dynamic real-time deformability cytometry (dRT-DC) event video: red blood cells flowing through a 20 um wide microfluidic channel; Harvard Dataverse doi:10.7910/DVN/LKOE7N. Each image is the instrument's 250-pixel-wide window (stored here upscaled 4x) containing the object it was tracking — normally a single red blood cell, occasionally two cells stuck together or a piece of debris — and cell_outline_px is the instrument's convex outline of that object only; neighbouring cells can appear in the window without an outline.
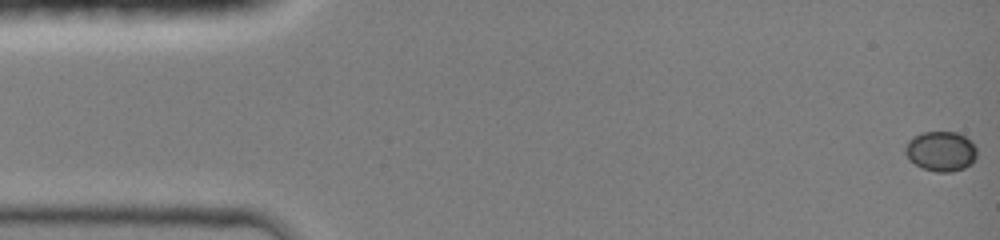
{"species": "common noctule bat (a hibernating species)", "species_latin": "Nyctalus noctula", "temperature_condition": "room temperature", "stored_images_in_passage": 19, "camera_frame_rate_fps": 3000, "um_per_image_px": 0.085, "animal": {"sex": "female", "body_mass_g": 19.0, "forearm_length_mm": 51.5}, "frame": {"image": 1, "passage_image": 1, "time_ms": 0.0, "image_size_px": [1000, 240], "cell_outline_px": [[976, 160], [972, 164], [964, 168], [952, 172], [936, 172], [920, 168], [908, 160], [904, 152], [904, 148], [908, 140], [912, 136], [920, 132], [956, 132], [972, 140], [976, 148]], "centroid_in_image_um": [79.95, 12.86], "position_along_channel_um": 5.0, "area_um2": 17.17}}
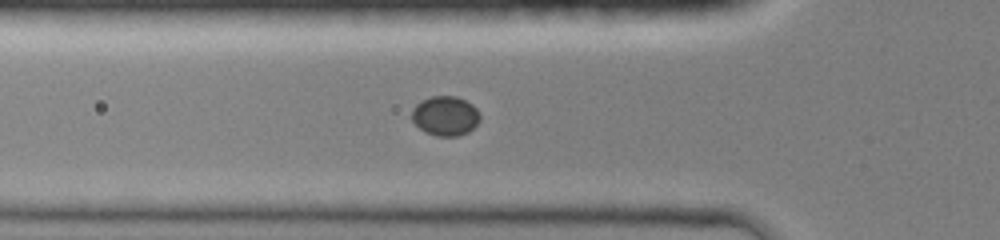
{"frame": {"image": 2, "passage_image": 11, "time_ms": 5.0, "image_size_px": [1000, 240], "cell_outline_px": [[480, 120], [468, 132], [456, 136], [436, 136], [424, 132], [412, 120], [412, 108], [420, 100], [432, 96], [456, 96], [472, 104], [476, 108], [480, 116]], "centroid_in_image_um": [37.83, 9.84], "position_along_channel_um": 88.0, "area_um2": 15.72}}
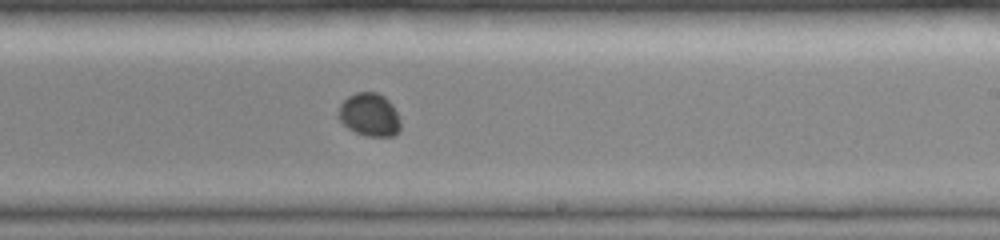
{"frame": {"image": 3, "passage_image": 19, "time_ms": 9.0, "image_size_px": [1000, 240], "cell_outline_px": [[400, 132], [392, 136], [368, 136], [356, 132], [348, 128], [336, 116], [340, 104], [348, 96], [356, 92], [376, 92], [384, 96], [392, 104], [400, 120]], "centroid_in_image_um": [31.4, 9.75], "position_along_channel_um": 257.6, "area_um2": 15.66}}